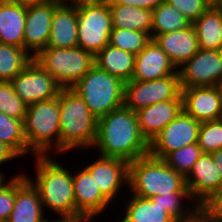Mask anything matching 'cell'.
Instances as JSON below:
<instances>
[{
  "label": "cell",
  "instance_id": "obj_1",
  "mask_svg": "<svg viewBox=\"0 0 222 222\" xmlns=\"http://www.w3.org/2000/svg\"><path fill=\"white\" fill-rule=\"evenodd\" d=\"M93 147L100 156L128 163L149 154V142L140 131L136 112L124 105L98 119Z\"/></svg>",
  "mask_w": 222,
  "mask_h": 222
},
{
  "label": "cell",
  "instance_id": "obj_2",
  "mask_svg": "<svg viewBox=\"0 0 222 222\" xmlns=\"http://www.w3.org/2000/svg\"><path fill=\"white\" fill-rule=\"evenodd\" d=\"M35 175L27 179L38 190L43 210L49 208L60 218H76L72 172L49 155H35ZM46 207V208H44Z\"/></svg>",
  "mask_w": 222,
  "mask_h": 222
},
{
  "label": "cell",
  "instance_id": "obj_3",
  "mask_svg": "<svg viewBox=\"0 0 222 222\" xmlns=\"http://www.w3.org/2000/svg\"><path fill=\"white\" fill-rule=\"evenodd\" d=\"M97 124L98 119L74 90H60L59 154L79 147L83 150L91 148L95 142Z\"/></svg>",
  "mask_w": 222,
  "mask_h": 222
},
{
  "label": "cell",
  "instance_id": "obj_4",
  "mask_svg": "<svg viewBox=\"0 0 222 222\" xmlns=\"http://www.w3.org/2000/svg\"><path fill=\"white\" fill-rule=\"evenodd\" d=\"M133 195L150 199L153 196L189 191L186 178L163 159L150 154L129 163L128 186Z\"/></svg>",
  "mask_w": 222,
  "mask_h": 222
},
{
  "label": "cell",
  "instance_id": "obj_5",
  "mask_svg": "<svg viewBox=\"0 0 222 222\" xmlns=\"http://www.w3.org/2000/svg\"><path fill=\"white\" fill-rule=\"evenodd\" d=\"M60 92L58 97L27 106L23 121L28 151L35 155L59 153ZM53 146V147H52Z\"/></svg>",
  "mask_w": 222,
  "mask_h": 222
},
{
  "label": "cell",
  "instance_id": "obj_6",
  "mask_svg": "<svg viewBox=\"0 0 222 222\" xmlns=\"http://www.w3.org/2000/svg\"><path fill=\"white\" fill-rule=\"evenodd\" d=\"M100 119L124 105L125 82L94 65L71 87Z\"/></svg>",
  "mask_w": 222,
  "mask_h": 222
},
{
  "label": "cell",
  "instance_id": "obj_7",
  "mask_svg": "<svg viewBox=\"0 0 222 222\" xmlns=\"http://www.w3.org/2000/svg\"><path fill=\"white\" fill-rule=\"evenodd\" d=\"M34 59L62 88H71L95 65V56L80 47H46Z\"/></svg>",
  "mask_w": 222,
  "mask_h": 222
},
{
  "label": "cell",
  "instance_id": "obj_8",
  "mask_svg": "<svg viewBox=\"0 0 222 222\" xmlns=\"http://www.w3.org/2000/svg\"><path fill=\"white\" fill-rule=\"evenodd\" d=\"M78 17V47L94 56L109 44L113 29L108 0L75 3Z\"/></svg>",
  "mask_w": 222,
  "mask_h": 222
},
{
  "label": "cell",
  "instance_id": "obj_9",
  "mask_svg": "<svg viewBox=\"0 0 222 222\" xmlns=\"http://www.w3.org/2000/svg\"><path fill=\"white\" fill-rule=\"evenodd\" d=\"M167 100H183L178 71L160 79L125 82L124 106L134 112Z\"/></svg>",
  "mask_w": 222,
  "mask_h": 222
},
{
  "label": "cell",
  "instance_id": "obj_10",
  "mask_svg": "<svg viewBox=\"0 0 222 222\" xmlns=\"http://www.w3.org/2000/svg\"><path fill=\"white\" fill-rule=\"evenodd\" d=\"M201 122L182 110L149 143V154L164 159L170 152L198 142Z\"/></svg>",
  "mask_w": 222,
  "mask_h": 222
},
{
  "label": "cell",
  "instance_id": "obj_11",
  "mask_svg": "<svg viewBox=\"0 0 222 222\" xmlns=\"http://www.w3.org/2000/svg\"><path fill=\"white\" fill-rule=\"evenodd\" d=\"M10 82L16 94L27 106L56 98L62 89L34 58Z\"/></svg>",
  "mask_w": 222,
  "mask_h": 222
},
{
  "label": "cell",
  "instance_id": "obj_12",
  "mask_svg": "<svg viewBox=\"0 0 222 222\" xmlns=\"http://www.w3.org/2000/svg\"><path fill=\"white\" fill-rule=\"evenodd\" d=\"M178 72L182 88L218 86L222 80V50L199 49Z\"/></svg>",
  "mask_w": 222,
  "mask_h": 222
},
{
  "label": "cell",
  "instance_id": "obj_13",
  "mask_svg": "<svg viewBox=\"0 0 222 222\" xmlns=\"http://www.w3.org/2000/svg\"><path fill=\"white\" fill-rule=\"evenodd\" d=\"M61 4L51 0L41 4L27 6L24 31V49L34 58L47 47L50 28L55 9ZM32 52L30 53V51Z\"/></svg>",
  "mask_w": 222,
  "mask_h": 222
},
{
  "label": "cell",
  "instance_id": "obj_14",
  "mask_svg": "<svg viewBox=\"0 0 222 222\" xmlns=\"http://www.w3.org/2000/svg\"><path fill=\"white\" fill-rule=\"evenodd\" d=\"M101 193L112 203L122 186L128 185L129 163L118 158L103 157L85 166ZM125 183V184H124ZM124 184V185H123ZM115 198V199H114Z\"/></svg>",
  "mask_w": 222,
  "mask_h": 222
},
{
  "label": "cell",
  "instance_id": "obj_15",
  "mask_svg": "<svg viewBox=\"0 0 222 222\" xmlns=\"http://www.w3.org/2000/svg\"><path fill=\"white\" fill-rule=\"evenodd\" d=\"M183 110L199 122L222 118L219 86L182 88Z\"/></svg>",
  "mask_w": 222,
  "mask_h": 222
},
{
  "label": "cell",
  "instance_id": "obj_16",
  "mask_svg": "<svg viewBox=\"0 0 222 222\" xmlns=\"http://www.w3.org/2000/svg\"><path fill=\"white\" fill-rule=\"evenodd\" d=\"M76 217L94 218L105 211L111 202L101 193L94 178L84 167L72 174Z\"/></svg>",
  "mask_w": 222,
  "mask_h": 222
},
{
  "label": "cell",
  "instance_id": "obj_17",
  "mask_svg": "<svg viewBox=\"0 0 222 222\" xmlns=\"http://www.w3.org/2000/svg\"><path fill=\"white\" fill-rule=\"evenodd\" d=\"M38 190L27 175L15 176V202L6 222H47Z\"/></svg>",
  "mask_w": 222,
  "mask_h": 222
},
{
  "label": "cell",
  "instance_id": "obj_18",
  "mask_svg": "<svg viewBox=\"0 0 222 222\" xmlns=\"http://www.w3.org/2000/svg\"><path fill=\"white\" fill-rule=\"evenodd\" d=\"M178 69L166 53L152 39L147 46L135 56L132 80L150 81L175 74Z\"/></svg>",
  "mask_w": 222,
  "mask_h": 222
},
{
  "label": "cell",
  "instance_id": "obj_19",
  "mask_svg": "<svg viewBox=\"0 0 222 222\" xmlns=\"http://www.w3.org/2000/svg\"><path fill=\"white\" fill-rule=\"evenodd\" d=\"M186 185L198 205L213 192L222 189L221 179L212 155L203 153L186 177Z\"/></svg>",
  "mask_w": 222,
  "mask_h": 222
},
{
  "label": "cell",
  "instance_id": "obj_20",
  "mask_svg": "<svg viewBox=\"0 0 222 222\" xmlns=\"http://www.w3.org/2000/svg\"><path fill=\"white\" fill-rule=\"evenodd\" d=\"M153 40L177 69L190 60L200 49L192 23L186 29L159 34Z\"/></svg>",
  "mask_w": 222,
  "mask_h": 222
},
{
  "label": "cell",
  "instance_id": "obj_21",
  "mask_svg": "<svg viewBox=\"0 0 222 222\" xmlns=\"http://www.w3.org/2000/svg\"><path fill=\"white\" fill-rule=\"evenodd\" d=\"M47 47H78V17L75 3H61L55 9Z\"/></svg>",
  "mask_w": 222,
  "mask_h": 222
},
{
  "label": "cell",
  "instance_id": "obj_22",
  "mask_svg": "<svg viewBox=\"0 0 222 222\" xmlns=\"http://www.w3.org/2000/svg\"><path fill=\"white\" fill-rule=\"evenodd\" d=\"M183 110V100L154 103L136 111L140 131L150 143Z\"/></svg>",
  "mask_w": 222,
  "mask_h": 222
},
{
  "label": "cell",
  "instance_id": "obj_23",
  "mask_svg": "<svg viewBox=\"0 0 222 222\" xmlns=\"http://www.w3.org/2000/svg\"><path fill=\"white\" fill-rule=\"evenodd\" d=\"M27 6L0 0V43L24 48Z\"/></svg>",
  "mask_w": 222,
  "mask_h": 222
},
{
  "label": "cell",
  "instance_id": "obj_24",
  "mask_svg": "<svg viewBox=\"0 0 222 222\" xmlns=\"http://www.w3.org/2000/svg\"><path fill=\"white\" fill-rule=\"evenodd\" d=\"M192 25L200 49L222 50V8L211 5Z\"/></svg>",
  "mask_w": 222,
  "mask_h": 222
},
{
  "label": "cell",
  "instance_id": "obj_25",
  "mask_svg": "<svg viewBox=\"0 0 222 222\" xmlns=\"http://www.w3.org/2000/svg\"><path fill=\"white\" fill-rule=\"evenodd\" d=\"M134 64V54L110 44L95 55V65L124 82L132 80Z\"/></svg>",
  "mask_w": 222,
  "mask_h": 222
},
{
  "label": "cell",
  "instance_id": "obj_26",
  "mask_svg": "<svg viewBox=\"0 0 222 222\" xmlns=\"http://www.w3.org/2000/svg\"><path fill=\"white\" fill-rule=\"evenodd\" d=\"M113 28L147 32L151 35L152 10L109 4Z\"/></svg>",
  "mask_w": 222,
  "mask_h": 222
},
{
  "label": "cell",
  "instance_id": "obj_27",
  "mask_svg": "<svg viewBox=\"0 0 222 222\" xmlns=\"http://www.w3.org/2000/svg\"><path fill=\"white\" fill-rule=\"evenodd\" d=\"M123 219L119 222H178L151 199L132 195L128 200Z\"/></svg>",
  "mask_w": 222,
  "mask_h": 222
},
{
  "label": "cell",
  "instance_id": "obj_28",
  "mask_svg": "<svg viewBox=\"0 0 222 222\" xmlns=\"http://www.w3.org/2000/svg\"><path fill=\"white\" fill-rule=\"evenodd\" d=\"M190 24V21L174 5L164 2L152 10L151 38L186 29Z\"/></svg>",
  "mask_w": 222,
  "mask_h": 222
},
{
  "label": "cell",
  "instance_id": "obj_29",
  "mask_svg": "<svg viewBox=\"0 0 222 222\" xmlns=\"http://www.w3.org/2000/svg\"><path fill=\"white\" fill-rule=\"evenodd\" d=\"M32 60L24 48L0 43V81L10 82Z\"/></svg>",
  "mask_w": 222,
  "mask_h": 222
},
{
  "label": "cell",
  "instance_id": "obj_30",
  "mask_svg": "<svg viewBox=\"0 0 222 222\" xmlns=\"http://www.w3.org/2000/svg\"><path fill=\"white\" fill-rule=\"evenodd\" d=\"M0 142L9 147L18 157L30 154L24 135L22 120L0 112Z\"/></svg>",
  "mask_w": 222,
  "mask_h": 222
},
{
  "label": "cell",
  "instance_id": "obj_31",
  "mask_svg": "<svg viewBox=\"0 0 222 222\" xmlns=\"http://www.w3.org/2000/svg\"><path fill=\"white\" fill-rule=\"evenodd\" d=\"M155 204L165 209L178 222H186L199 212V205L184 207L182 201L193 200L190 191H174L172 194L157 195L150 198ZM185 199V200H184ZM191 207V208H190ZM190 208V209H189Z\"/></svg>",
  "mask_w": 222,
  "mask_h": 222
},
{
  "label": "cell",
  "instance_id": "obj_32",
  "mask_svg": "<svg viewBox=\"0 0 222 222\" xmlns=\"http://www.w3.org/2000/svg\"><path fill=\"white\" fill-rule=\"evenodd\" d=\"M152 40L147 32L113 28L109 35V44L130 52L135 56Z\"/></svg>",
  "mask_w": 222,
  "mask_h": 222
},
{
  "label": "cell",
  "instance_id": "obj_33",
  "mask_svg": "<svg viewBox=\"0 0 222 222\" xmlns=\"http://www.w3.org/2000/svg\"><path fill=\"white\" fill-rule=\"evenodd\" d=\"M202 154L203 151L198 146V143H193L170 152L163 160L186 178Z\"/></svg>",
  "mask_w": 222,
  "mask_h": 222
},
{
  "label": "cell",
  "instance_id": "obj_34",
  "mask_svg": "<svg viewBox=\"0 0 222 222\" xmlns=\"http://www.w3.org/2000/svg\"><path fill=\"white\" fill-rule=\"evenodd\" d=\"M27 105L16 94L11 82L0 81V112L24 121Z\"/></svg>",
  "mask_w": 222,
  "mask_h": 222
},
{
  "label": "cell",
  "instance_id": "obj_35",
  "mask_svg": "<svg viewBox=\"0 0 222 222\" xmlns=\"http://www.w3.org/2000/svg\"><path fill=\"white\" fill-rule=\"evenodd\" d=\"M198 146L203 153L211 154L222 148V118L201 122Z\"/></svg>",
  "mask_w": 222,
  "mask_h": 222
},
{
  "label": "cell",
  "instance_id": "obj_36",
  "mask_svg": "<svg viewBox=\"0 0 222 222\" xmlns=\"http://www.w3.org/2000/svg\"><path fill=\"white\" fill-rule=\"evenodd\" d=\"M165 2L174 5L190 23L196 21L212 5L209 0H165Z\"/></svg>",
  "mask_w": 222,
  "mask_h": 222
},
{
  "label": "cell",
  "instance_id": "obj_37",
  "mask_svg": "<svg viewBox=\"0 0 222 222\" xmlns=\"http://www.w3.org/2000/svg\"><path fill=\"white\" fill-rule=\"evenodd\" d=\"M199 212L210 222H222V189L199 204Z\"/></svg>",
  "mask_w": 222,
  "mask_h": 222
},
{
  "label": "cell",
  "instance_id": "obj_38",
  "mask_svg": "<svg viewBox=\"0 0 222 222\" xmlns=\"http://www.w3.org/2000/svg\"><path fill=\"white\" fill-rule=\"evenodd\" d=\"M15 202V176L0 187V220L7 221Z\"/></svg>",
  "mask_w": 222,
  "mask_h": 222
},
{
  "label": "cell",
  "instance_id": "obj_39",
  "mask_svg": "<svg viewBox=\"0 0 222 222\" xmlns=\"http://www.w3.org/2000/svg\"><path fill=\"white\" fill-rule=\"evenodd\" d=\"M164 2L165 0H108L109 4L133 6L147 10H153Z\"/></svg>",
  "mask_w": 222,
  "mask_h": 222
},
{
  "label": "cell",
  "instance_id": "obj_40",
  "mask_svg": "<svg viewBox=\"0 0 222 222\" xmlns=\"http://www.w3.org/2000/svg\"><path fill=\"white\" fill-rule=\"evenodd\" d=\"M17 155L4 143L0 142V165L12 159H17Z\"/></svg>",
  "mask_w": 222,
  "mask_h": 222
},
{
  "label": "cell",
  "instance_id": "obj_41",
  "mask_svg": "<svg viewBox=\"0 0 222 222\" xmlns=\"http://www.w3.org/2000/svg\"><path fill=\"white\" fill-rule=\"evenodd\" d=\"M211 155H212L214 164L216 165V169L219 173L221 184H222V148L215 152H212Z\"/></svg>",
  "mask_w": 222,
  "mask_h": 222
},
{
  "label": "cell",
  "instance_id": "obj_42",
  "mask_svg": "<svg viewBox=\"0 0 222 222\" xmlns=\"http://www.w3.org/2000/svg\"><path fill=\"white\" fill-rule=\"evenodd\" d=\"M53 221H47V222H90L92 218L88 217H76V218H58L56 220L52 219Z\"/></svg>",
  "mask_w": 222,
  "mask_h": 222
},
{
  "label": "cell",
  "instance_id": "obj_43",
  "mask_svg": "<svg viewBox=\"0 0 222 222\" xmlns=\"http://www.w3.org/2000/svg\"><path fill=\"white\" fill-rule=\"evenodd\" d=\"M12 1L17 2L18 4L29 6L34 4L45 3L51 0H12Z\"/></svg>",
  "mask_w": 222,
  "mask_h": 222
},
{
  "label": "cell",
  "instance_id": "obj_44",
  "mask_svg": "<svg viewBox=\"0 0 222 222\" xmlns=\"http://www.w3.org/2000/svg\"><path fill=\"white\" fill-rule=\"evenodd\" d=\"M186 222H210L200 212Z\"/></svg>",
  "mask_w": 222,
  "mask_h": 222
},
{
  "label": "cell",
  "instance_id": "obj_45",
  "mask_svg": "<svg viewBox=\"0 0 222 222\" xmlns=\"http://www.w3.org/2000/svg\"><path fill=\"white\" fill-rule=\"evenodd\" d=\"M61 3H76V2H80V1H86V0H58Z\"/></svg>",
  "mask_w": 222,
  "mask_h": 222
},
{
  "label": "cell",
  "instance_id": "obj_46",
  "mask_svg": "<svg viewBox=\"0 0 222 222\" xmlns=\"http://www.w3.org/2000/svg\"><path fill=\"white\" fill-rule=\"evenodd\" d=\"M5 175H4V173H1V171H0V187L3 185V184H5L6 182H5Z\"/></svg>",
  "mask_w": 222,
  "mask_h": 222
},
{
  "label": "cell",
  "instance_id": "obj_47",
  "mask_svg": "<svg viewBox=\"0 0 222 222\" xmlns=\"http://www.w3.org/2000/svg\"><path fill=\"white\" fill-rule=\"evenodd\" d=\"M212 5L222 8V0H214Z\"/></svg>",
  "mask_w": 222,
  "mask_h": 222
},
{
  "label": "cell",
  "instance_id": "obj_48",
  "mask_svg": "<svg viewBox=\"0 0 222 222\" xmlns=\"http://www.w3.org/2000/svg\"><path fill=\"white\" fill-rule=\"evenodd\" d=\"M219 88H220V91H221V94H222V80L220 81V83H219Z\"/></svg>",
  "mask_w": 222,
  "mask_h": 222
}]
</instances>
